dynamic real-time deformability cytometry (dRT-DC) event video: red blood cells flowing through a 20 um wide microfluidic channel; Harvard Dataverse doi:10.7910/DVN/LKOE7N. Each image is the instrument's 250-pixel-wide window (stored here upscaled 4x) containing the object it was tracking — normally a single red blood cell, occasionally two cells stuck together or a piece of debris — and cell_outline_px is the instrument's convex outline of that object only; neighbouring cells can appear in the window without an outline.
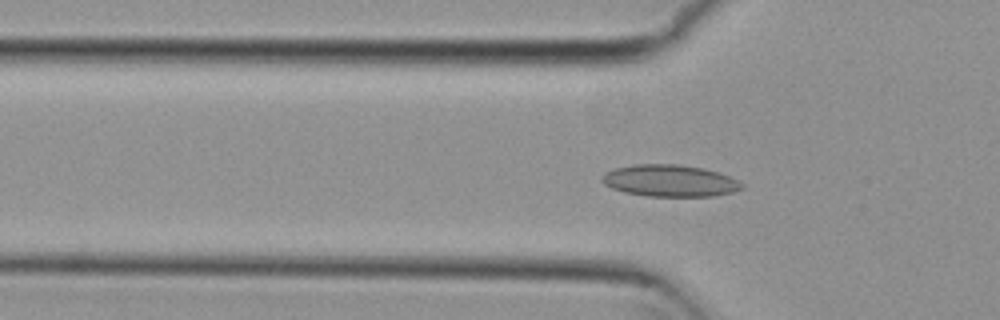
{"species": "common noctule bat (a hibernating species)", "species_latin": "Nyctalus noctula", "temperature_condition": "cold", "stored_images_in_passage": 48, "camera_frame_rate_fps": 3000, "um_per_image_px": 0.085, "animal": {"sex": "female", "body_mass_g": 29.2, "forearm_length_mm": 56.3}, "frame": {"image": 1, "passage_image": 10, "time_ms": 3.0, "image_size_px": [1000, 320], "cell_outline_px": [[744, 188], [732, 192], [712, 196], [648, 196], [624, 192], [612, 188], [604, 184], [600, 180], [608, 172], [616, 168], [636, 164], [680, 164], [704, 168], [720, 172], [744, 184]], "centroid_in_image_um": [56.97, 15.36], "position_along_channel_um": 68.8, "area_um2": 25.84}}
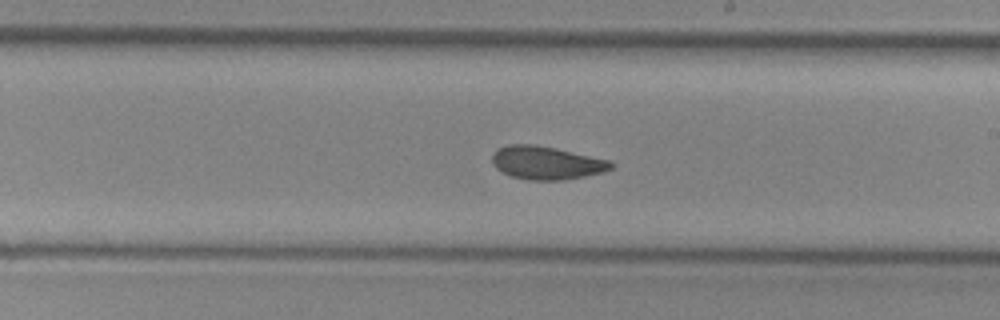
{"frame": {"image": 2, "passage_image": 24, "time_ms": 7.667, "image_size_px": [1000, 320], "cell_outline_px": [[616, 164], [612, 168], [604, 172], [564, 180], [528, 180], [512, 176], [496, 168], [492, 164], [492, 156], [496, 148], [508, 144], [532, 144], [556, 148], [612, 160]], "centroid_in_image_um": [46.48, 13.83], "position_along_channel_um": 242.5, "area_um2": 23.24}}
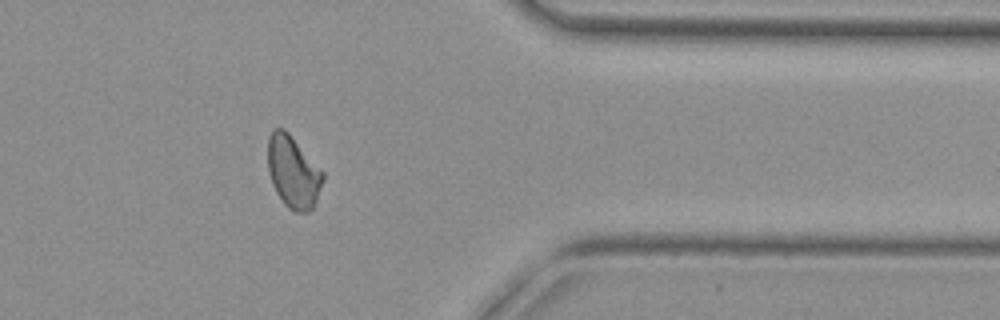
{"frame": {"image": 3, "passage_image": 37, "time_ms": 12.0, "image_size_px": [1000, 320], "cell_outline_px": [[324, 180], [316, 200], [312, 208], [308, 212], [292, 212], [284, 204], [276, 192], [272, 184], [268, 168], [268, 136], [272, 128], [284, 128], [288, 132], [324, 172]], "centroid_in_image_um": [24.91, 14.61], "position_along_channel_um": 386.5, "area_um2": 23.24}, "authors_computed_cell_mechanics": {"area_um2": 23.2356, "velocity_mm_per_s": 3.7284, "shape_relaxation_time_tau1_ms": null, "shape_relaxation_time_tau2_ms": 1.8413, "deformation_change_tau1": null, "deformation_change_tau2": 0.0517}}